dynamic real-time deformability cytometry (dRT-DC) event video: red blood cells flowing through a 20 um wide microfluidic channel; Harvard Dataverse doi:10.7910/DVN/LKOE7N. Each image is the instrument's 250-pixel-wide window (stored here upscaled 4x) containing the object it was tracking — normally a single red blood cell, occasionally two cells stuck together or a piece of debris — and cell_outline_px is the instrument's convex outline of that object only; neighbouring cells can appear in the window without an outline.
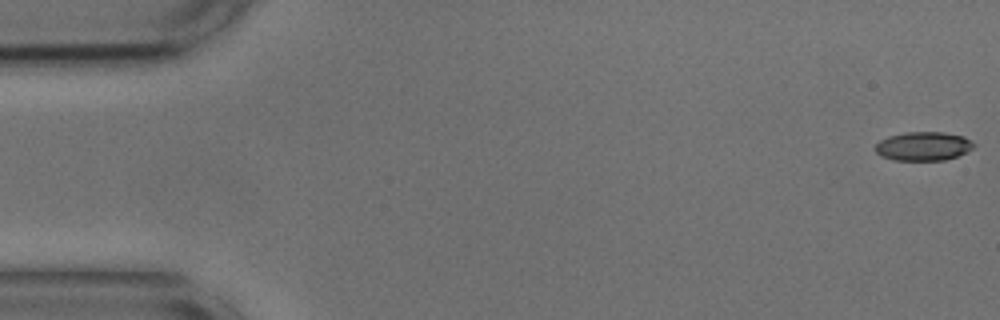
{"species": "common noctule bat (a hibernating species)", "species_latin": "Nyctalus noctula", "temperature_condition": "cold", "stored_images_in_passage": 55, "camera_frame_rate_fps": 3000, "um_per_image_px": 0.085, "animal": {"sex": "male", "body_mass_g": 17.9, "forearm_length_mm": 54.2}, "frame": {"image": 1, "passage_image": 1, "time_ms": 0.0, "image_size_px": [1000, 320], "cell_outline_px": [[976, 144], [972, 148], [956, 156], [944, 160], [892, 160], [880, 156], [876, 152], [876, 144], [880, 140], [888, 136], [904, 132], [944, 132], [964, 136]], "centroid_in_image_um": [78.46, 12.42], "position_along_channel_um": 6.5, "area_um2": 16.53}}
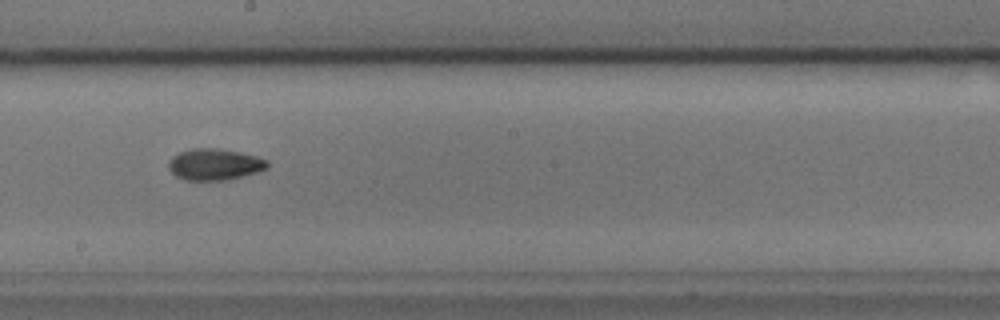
{"frame": {"image": 2, "passage_image": 30, "time_ms": 9.667, "image_size_px": [1000, 320], "cell_outline_px": [[268, 168], [260, 172], [224, 180], [184, 180], [176, 176], [168, 168], [168, 160], [172, 156], [180, 152], [192, 148], [216, 148], [240, 152], [256, 156], [268, 160]], "centroid_in_image_um": [18.24, 13.97], "position_along_channel_um": 230.0, "area_um2": 18.21}}
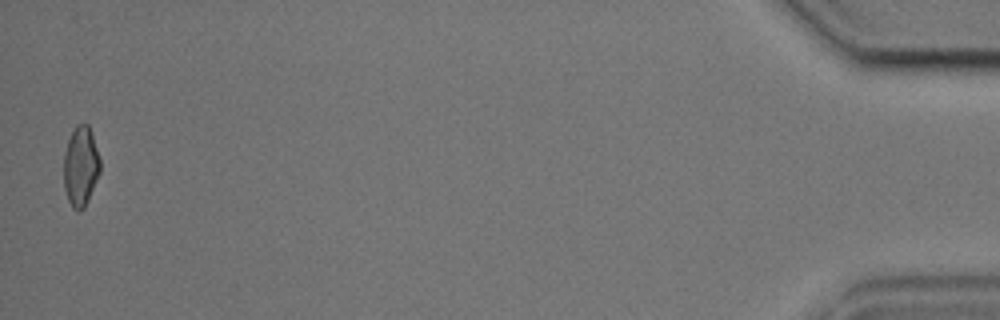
{"frame": {"image": 3, "passage_image": 54, "time_ms": 17.667, "image_size_px": [1000, 320], "cell_outline_px": [[100, 172], [88, 200], [84, 208], [80, 212], [76, 212], [72, 208], [68, 200], [64, 188], [64, 152], [68, 140], [76, 124], [88, 124], [92, 132], [100, 160]], "centroid_in_image_um": [6.85, 14.16], "position_along_channel_um": 428.3, "area_um2": 17.05}, "authors_computed_cell_mechanics": {"area_um2": 17.2822, "velocity_mm_per_s": 3.6554, "shape_relaxation_time_tau1_ms": 3.6368, "shape_relaxation_time_tau2_ms": 5.7058, "deformation_change_tau1": 0.1077, "deformation_change_tau2": 0.1132}}